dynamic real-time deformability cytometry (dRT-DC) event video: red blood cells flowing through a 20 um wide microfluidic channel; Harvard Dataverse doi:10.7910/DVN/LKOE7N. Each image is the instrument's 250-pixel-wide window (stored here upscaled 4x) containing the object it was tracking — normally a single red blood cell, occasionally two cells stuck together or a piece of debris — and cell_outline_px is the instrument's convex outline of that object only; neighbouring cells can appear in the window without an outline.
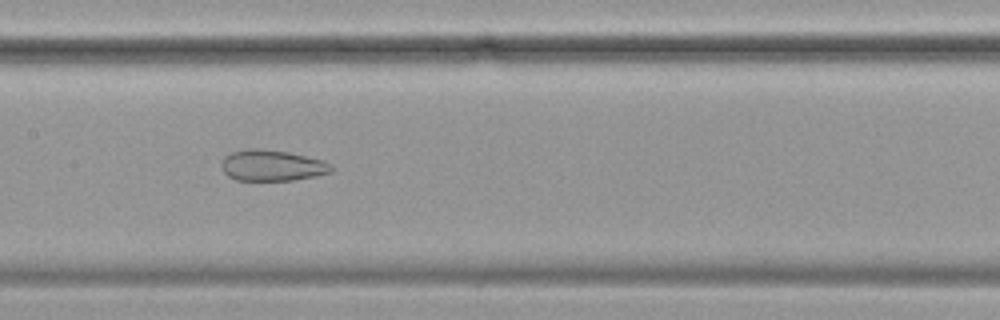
{"species": "common noctule bat (a hibernating species)", "species_latin": "Nyctalus noctula", "temperature_condition": "cold", "stored_images_in_passage": 57, "camera_frame_rate_fps": 3000, "um_per_image_px": 0.085, "animal": {"sex": "female", "body_mass_g": 19.9}, "frame": {"image": 1, "passage_image": 28, "time_ms": 9.0, "image_size_px": [1000, 320], "cell_outline_px": [[332, 172], [316, 176], [292, 180], [236, 180], [228, 176], [224, 172], [220, 164], [224, 156], [232, 152], [248, 148], [260, 148], [288, 152], [324, 160], [332, 164]], "centroid_in_image_um": [23.12, 14.06], "position_along_channel_um": 184.3, "area_um2": 20.0}}
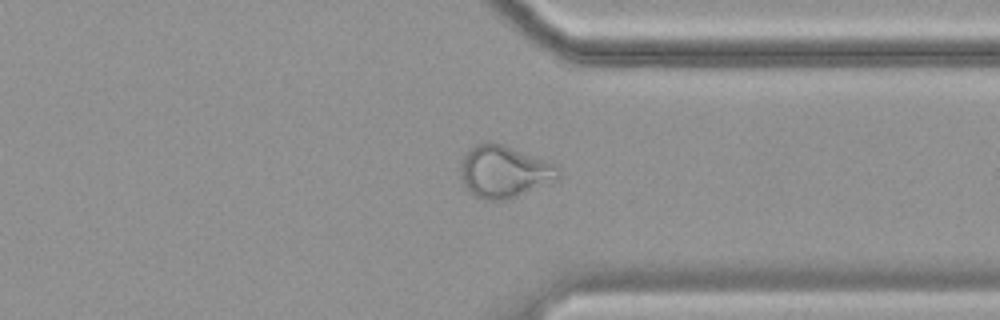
{"frame": {"image": 2, "passage_image": 44, "time_ms": 14.333, "image_size_px": [1000, 320], "cell_outline_px": [[560, 176], [556, 180], [508, 200], [484, 200], [476, 196], [464, 184], [460, 176], [460, 164], [464, 156], [476, 144], [488, 140], [500, 144], [556, 164], [560, 172]], "centroid_in_image_um": [42.84, 14.59], "position_along_channel_um": 368.6, "area_um2": 29.42}}
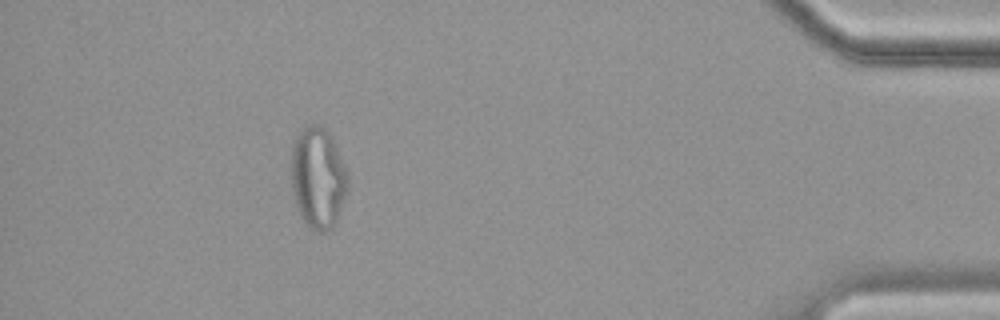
{"frame": {"image": 3, "passage_image": 52, "time_ms": 17.0, "image_size_px": [1000, 320], "cell_outline_px": [[348, 192], [336, 220], [332, 228], [328, 232], [316, 232], [308, 228], [300, 216], [296, 208], [292, 188], [292, 144], [296, 136], [308, 124], [316, 124], [324, 128], [332, 136], [348, 172]], "centroid_in_image_um": [27.04, 15.14], "position_along_channel_um": 408.2, "area_um2": 33.87}}